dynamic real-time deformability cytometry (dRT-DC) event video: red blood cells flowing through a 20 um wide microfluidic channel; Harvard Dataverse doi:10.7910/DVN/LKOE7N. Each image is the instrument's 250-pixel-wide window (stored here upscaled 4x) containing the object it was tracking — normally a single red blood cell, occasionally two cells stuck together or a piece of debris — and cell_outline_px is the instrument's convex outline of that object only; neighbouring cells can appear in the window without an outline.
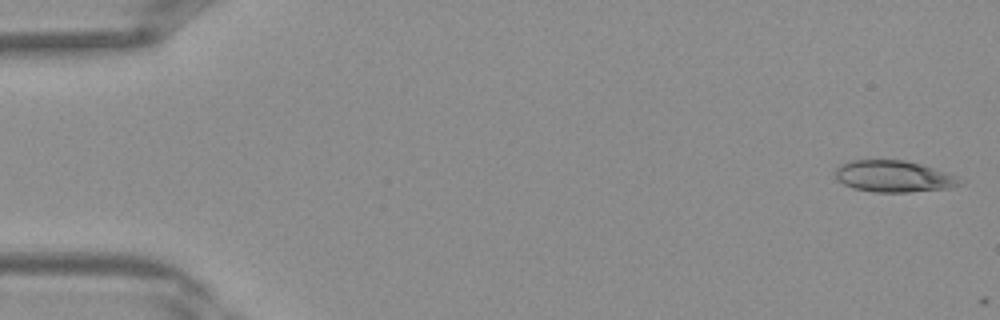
{"species": "Egyptian fruit bat (a non-hibernating species)", "species_latin": "Rousettus aegyptiacus", "temperature_condition": "warm", "stored_images_in_passage": 2, "camera_frame_rate_fps": 3000, "um_per_image_px": 0.085, "frame": {"image": 1, "passage_image": 1, "time_ms": 0.0, "image_size_px": [1000, 320], "cell_outline_px": [[964, 184], [948, 188], [908, 192], [872, 192], [852, 188], [844, 184], [836, 176], [836, 168], [840, 164], [852, 160], [904, 160], [920, 164], [956, 176], [964, 180]], "centroid_in_image_um": [75.97, 15.0], "position_along_channel_um": 9.0, "area_um2": 22.77}}